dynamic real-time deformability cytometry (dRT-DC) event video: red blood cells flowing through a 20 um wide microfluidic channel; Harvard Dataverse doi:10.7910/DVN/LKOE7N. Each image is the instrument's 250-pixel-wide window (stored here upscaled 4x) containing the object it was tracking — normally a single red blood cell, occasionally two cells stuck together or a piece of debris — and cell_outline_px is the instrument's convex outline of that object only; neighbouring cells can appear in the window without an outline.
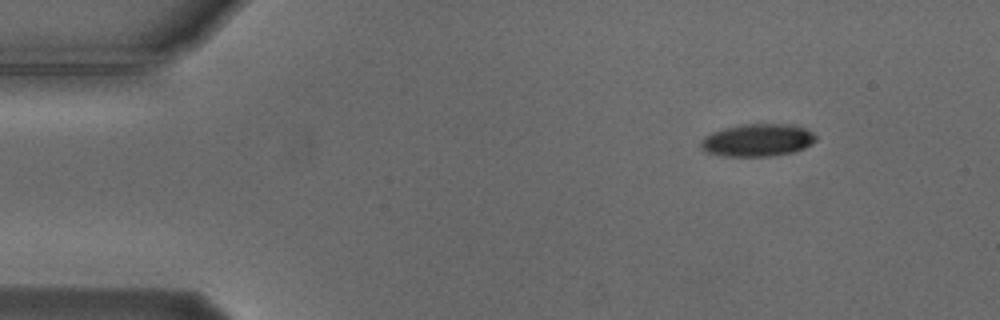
{"species": "Egyptian fruit bat (a non-hibernating species)", "species_latin": "Rousettus aegyptiacus", "temperature_condition": "cold", "stored_images_in_passage": 49, "camera_frame_rate_fps": 3000, "um_per_image_px": 0.085, "animal": {"sex": "male"}, "frame": {"image": 1, "passage_image": 1, "time_ms": 0.0, "image_size_px": [1000, 320], "cell_outline_px": [[816, 140], [812, 144], [804, 148], [792, 152], [772, 156], [724, 156], [708, 152], [700, 148], [700, 140], [704, 136], [712, 132], [724, 128], [740, 124], [792, 124], [804, 128], [812, 132], [816, 136]], "centroid_in_image_um": [64.38, 11.91], "position_along_channel_um": 20.6, "area_um2": 21.91}}
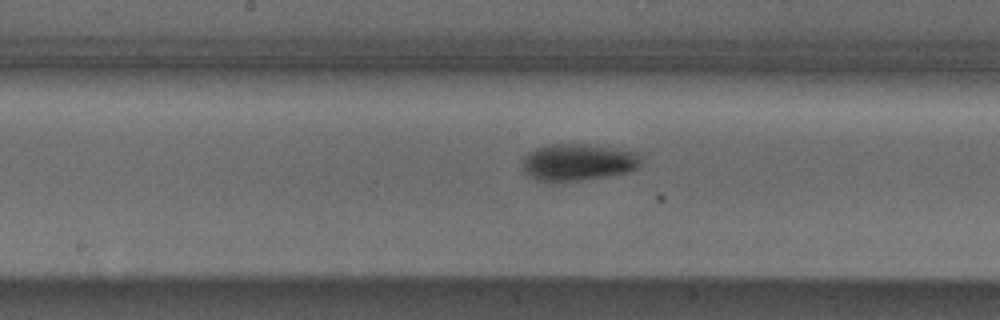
{"frame": {"image": 2, "passage_image": 22, "time_ms": 7.0, "image_size_px": [1000, 320], "cell_outline_px": [[640, 164], [636, 168], [628, 172], [608, 176], [552, 184], [536, 180], [528, 176], [524, 172], [524, 156], [528, 152], [536, 148], [552, 144], [584, 144], [636, 152], [640, 160]], "centroid_in_image_um": [49.06, 13.82], "position_along_channel_um": 199.1, "area_um2": 25.55}}
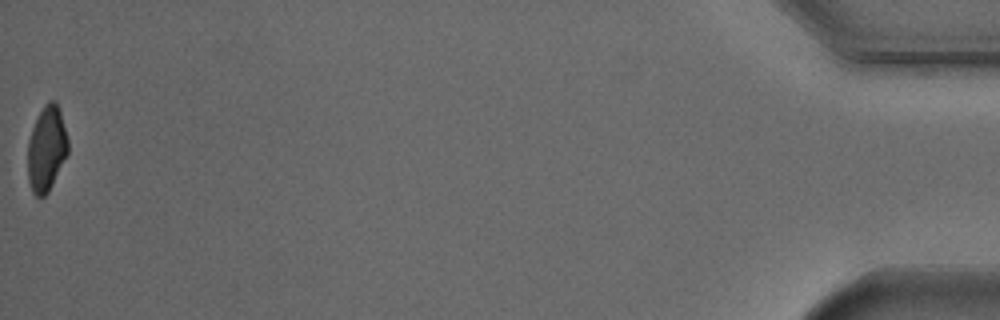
{"frame": {"image": 3, "passage_image": 49, "time_ms": 16.0, "image_size_px": [1000, 320], "cell_outline_px": [[68, 152], [48, 192], [44, 196], [36, 196], [32, 192], [28, 180], [28, 140], [32, 128], [44, 104], [48, 100], [56, 100], [60, 112], [68, 140]], "centroid_in_image_um": [3.95, 12.63], "position_along_channel_um": 431.3, "area_um2": 19.77}, "authors_computed_cell_mechanics": {"area_um2": 22.9466, "velocity_mm_per_s": 3.7443, "shape_relaxation_time_tau1_ms": 3.258, "shape_relaxation_time_tau2_ms": null, "deformation_change_tau1": 0.126, "deformation_change_tau2": null}}